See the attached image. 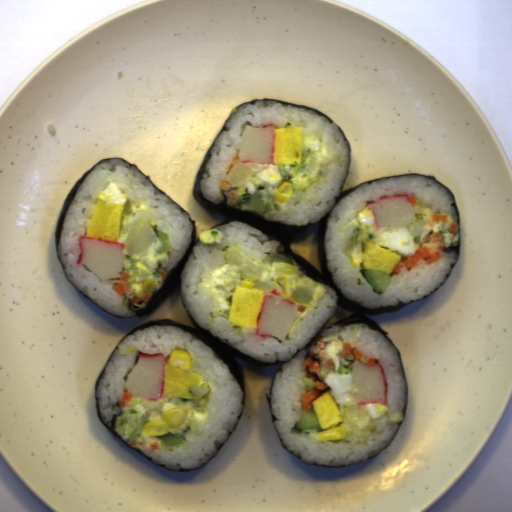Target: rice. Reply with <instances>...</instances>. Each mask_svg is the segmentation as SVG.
<instances>
[{
	"label": "rice",
	"instance_id": "4",
	"mask_svg": "<svg viewBox=\"0 0 512 512\" xmlns=\"http://www.w3.org/2000/svg\"><path fill=\"white\" fill-rule=\"evenodd\" d=\"M289 123L306 128L321 139L330 153L332 165L321 168L324 182L312 183L302 194L291 196L286 203L276 205L279 211L262 215L264 219L281 224L306 226L319 222L330 213L340 196L351 165V148L339 127L332 121L306 108L283 105L279 101L262 100L249 102L238 107L225 124L210 150V159L200 180L202 194L213 203L223 201L225 194L220 186L225 179L231 162L238 157L242 147V133L246 125L253 128L270 126L285 127Z\"/></svg>",
	"mask_w": 512,
	"mask_h": 512
},
{
	"label": "rice",
	"instance_id": "3",
	"mask_svg": "<svg viewBox=\"0 0 512 512\" xmlns=\"http://www.w3.org/2000/svg\"><path fill=\"white\" fill-rule=\"evenodd\" d=\"M406 194L416 198L415 204L429 207L434 214H447L456 225L451 245H458L459 218L449 190L435 181L414 175L375 179L371 184L358 186L332 209L326 225L324 246L328 269L336 286L353 302H362V307L384 308L409 304L411 301L430 295L439 289L451 274L452 264L458 260L457 251L439 253L436 263L426 265L420 260L416 266L402 267L399 273L391 272L390 283L382 294H376L373 286L355 268L349 256L351 239L344 234V225L355 218L369 202H377L384 196Z\"/></svg>",
	"mask_w": 512,
	"mask_h": 512
},
{
	"label": "rice",
	"instance_id": "6",
	"mask_svg": "<svg viewBox=\"0 0 512 512\" xmlns=\"http://www.w3.org/2000/svg\"><path fill=\"white\" fill-rule=\"evenodd\" d=\"M211 228L222 230L221 242L202 243L199 239L180 276L182 298L192 318L202 329H209L213 336L227 340L249 357L270 364L276 360L288 362L336 310L338 296L335 290L318 282L326 289L320 303L299 319L282 341L269 336L259 339L255 336V329L231 325V308L220 310L216 298L199 290L198 284L204 268L217 269L224 265L228 244H233L243 256L254 261L277 253L281 244L275 239L269 240L257 228L238 221L213 225Z\"/></svg>",
	"mask_w": 512,
	"mask_h": 512
},
{
	"label": "rice",
	"instance_id": "1",
	"mask_svg": "<svg viewBox=\"0 0 512 512\" xmlns=\"http://www.w3.org/2000/svg\"><path fill=\"white\" fill-rule=\"evenodd\" d=\"M175 349L186 350L191 356L190 370L209 380L211 396L207 418L190 427L178 446H167L156 436L142 433L138 437L118 436L131 448L139 449L165 469H193L202 466L216 454L232 433L245 405L244 393L227 364L215 357V351L193 333L165 325H153L136 330L122 340L106 365L98 383L96 395L102 420L107 424L128 412V403L120 406L124 392H129L127 377L139 354L162 353L170 357ZM157 442L159 450L151 451L148 444Z\"/></svg>",
	"mask_w": 512,
	"mask_h": 512
},
{
	"label": "rice",
	"instance_id": "2",
	"mask_svg": "<svg viewBox=\"0 0 512 512\" xmlns=\"http://www.w3.org/2000/svg\"><path fill=\"white\" fill-rule=\"evenodd\" d=\"M319 340L324 343L350 342L366 358H375L374 362L382 366L386 377L384 404L388 409L376 419L365 444L322 441L312 432L297 430L295 424L305 411L302 396L315 385L304 364L307 353L300 350L274 376L271 412L279 419L274 421L275 428L288 451H292L296 457L299 455L306 463L340 467L365 461L390 444L404 419L407 385L398 354L388 339L365 323L324 328Z\"/></svg>",
	"mask_w": 512,
	"mask_h": 512
},
{
	"label": "rice",
	"instance_id": "5",
	"mask_svg": "<svg viewBox=\"0 0 512 512\" xmlns=\"http://www.w3.org/2000/svg\"><path fill=\"white\" fill-rule=\"evenodd\" d=\"M111 182L117 183L119 190L132 203L143 201L161 214L162 221L158 230L168 233L170 241L169 252L163 253L162 270L166 273L176 267L188 250L193 225L185 211L123 159L104 160L81 183L66 212L58 242V255L64 273L77 289L105 311L116 316L130 317L136 315L124 305L128 295L126 292L118 294L115 291L120 278L100 281L96 275L77 264L80 256L79 239L81 236L85 237L90 224L97 200L95 194L102 193Z\"/></svg>",
	"mask_w": 512,
	"mask_h": 512
}]
</instances>
